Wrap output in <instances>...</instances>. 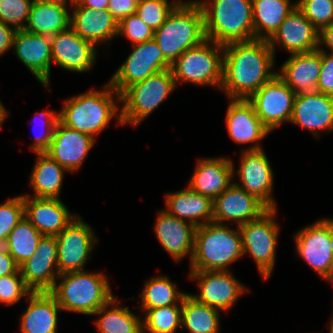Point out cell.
Here are the masks:
<instances>
[{
	"mask_svg": "<svg viewBox=\"0 0 333 333\" xmlns=\"http://www.w3.org/2000/svg\"><path fill=\"white\" fill-rule=\"evenodd\" d=\"M223 70L221 89L230 99H249L277 72L274 53L268 40L254 39L223 45Z\"/></svg>",
	"mask_w": 333,
	"mask_h": 333,
	"instance_id": "obj_1",
	"label": "cell"
},
{
	"mask_svg": "<svg viewBox=\"0 0 333 333\" xmlns=\"http://www.w3.org/2000/svg\"><path fill=\"white\" fill-rule=\"evenodd\" d=\"M237 229L213 221L196 227L191 271H229L226 267L244 255Z\"/></svg>",
	"mask_w": 333,
	"mask_h": 333,
	"instance_id": "obj_2",
	"label": "cell"
},
{
	"mask_svg": "<svg viewBox=\"0 0 333 333\" xmlns=\"http://www.w3.org/2000/svg\"><path fill=\"white\" fill-rule=\"evenodd\" d=\"M164 58L172 65L186 50L206 39L204 13L198 1L180 2L154 31Z\"/></svg>",
	"mask_w": 333,
	"mask_h": 333,
	"instance_id": "obj_3",
	"label": "cell"
},
{
	"mask_svg": "<svg viewBox=\"0 0 333 333\" xmlns=\"http://www.w3.org/2000/svg\"><path fill=\"white\" fill-rule=\"evenodd\" d=\"M212 1V5L198 1L204 13L206 39L220 45L254 40L252 0Z\"/></svg>",
	"mask_w": 333,
	"mask_h": 333,
	"instance_id": "obj_4",
	"label": "cell"
},
{
	"mask_svg": "<svg viewBox=\"0 0 333 333\" xmlns=\"http://www.w3.org/2000/svg\"><path fill=\"white\" fill-rule=\"evenodd\" d=\"M61 283L50 293L62 310L93 315L113 299L108 279L102 273L76 271L60 274Z\"/></svg>",
	"mask_w": 333,
	"mask_h": 333,
	"instance_id": "obj_5",
	"label": "cell"
},
{
	"mask_svg": "<svg viewBox=\"0 0 333 333\" xmlns=\"http://www.w3.org/2000/svg\"><path fill=\"white\" fill-rule=\"evenodd\" d=\"M105 87L107 88L102 91L90 90L65 101L63 109L58 113V120L65 126L94 138L119 112L113 94L115 93L120 101L121 95L114 90L110 82Z\"/></svg>",
	"mask_w": 333,
	"mask_h": 333,
	"instance_id": "obj_6",
	"label": "cell"
},
{
	"mask_svg": "<svg viewBox=\"0 0 333 333\" xmlns=\"http://www.w3.org/2000/svg\"><path fill=\"white\" fill-rule=\"evenodd\" d=\"M175 86L171 69L153 74L144 81L129 86L121 94L124 105L117 115V123L138 125L164 101Z\"/></svg>",
	"mask_w": 333,
	"mask_h": 333,
	"instance_id": "obj_7",
	"label": "cell"
},
{
	"mask_svg": "<svg viewBox=\"0 0 333 333\" xmlns=\"http://www.w3.org/2000/svg\"><path fill=\"white\" fill-rule=\"evenodd\" d=\"M218 52L223 53V45L209 39L186 50L171 65L175 83L185 81L221 87L223 54L221 56Z\"/></svg>",
	"mask_w": 333,
	"mask_h": 333,
	"instance_id": "obj_8",
	"label": "cell"
},
{
	"mask_svg": "<svg viewBox=\"0 0 333 333\" xmlns=\"http://www.w3.org/2000/svg\"><path fill=\"white\" fill-rule=\"evenodd\" d=\"M276 209H268L258 219L239 226L244 254L250 253L262 277L273 271L279 226L274 220Z\"/></svg>",
	"mask_w": 333,
	"mask_h": 333,
	"instance_id": "obj_9",
	"label": "cell"
},
{
	"mask_svg": "<svg viewBox=\"0 0 333 333\" xmlns=\"http://www.w3.org/2000/svg\"><path fill=\"white\" fill-rule=\"evenodd\" d=\"M134 50L118 68L110 81L120 95L131 85L144 81L147 77L171 69L154 39L133 45Z\"/></svg>",
	"mask_w": 333,
	"mask_h": 333,
	"instance_id": "obj_10",
	"label": "cell"
},
{
	"mask_svg": "<svg viewBox=\"0 0 333 333\" xmlns=\"http://www.w3.org/2000/svg\"><path fill=\"white\" fill-rule=\"evenodd\" d=\"M296 93L277 75L258 89L248 100L256 115L271 132L283 121L291 120Z\"/></svg>",
	"mask_w": 333,
	"mask_h": 333,
	"instance_id": "obj_11",
	"label": "cell"
},
{
	"mask_svg": "<svg viewBox=\"0 0 333 333\" xmlns=\"http://www.w3.org/2000/svg\"><path fill=\"white\" fill-rule=\"evenodd\" d=\"M56 240L59 274L83 271L95 243L92 229L77 216Z\"/></svg>",
	"mask_w": 333,
	"mask_h": 333,
	"instance_id": "obj_12",
	"label": "cell"
},
{
	"mask_svg": "<svg viewBox=\"0 0 333 333\" xmlns=\"http://www.w3.org/2000/svg\"><path fill=\"white\" fill-rule=\"evenodd\" d=\"M295 238L299 255L325 278L333 257V220H319L296 233Z\"/></svg>",
	"mask_w": 333,
	"mask_h": 333,
	"instance_id": "obj_13",
	"label": "cell"
},
{
	"mask_svg": "<svg viewBox=\"0 0 333 333\" xmlns=\"http://www.w3.org/2000/svg\"><path fill=\"white\" fill-rule=\"evenodd\" d=\"M237 173L242 185L235 183L236 185L255 196L268 209H276L270 194L273 187V172L259 143L242 152L240 169Z\"/></svg>",
	"mask_w": 333,
	"mask_h": 333,
	"instance_id": "obj_14",
	"label": "cell"
},
{
	"mask_svg": "<svg viewBox=\"0 0 333 333\" xmlns=\"http://www.w3.org/2000/svg\"><path fill=\"white\" fill-rule=\"evenodd\" d=\"M57 260L56 236H42L33 256L19 266L21 276L32 292H50L53 289L60 275Z\"/></svg>",
	"mask_w": 333,
	"mask_h": 333,
	"instance_id": "obj_15",
	"label": "cell"
},
{
	"mask_svg": "<svg viewBox=\"0 0 333 333\" xmlns=\"http://www.w3.org/2000/svg\"><path fill=\"white\" fill-rule=\"evenodd\" d=\"M191 279H197L200 294L191 295L197 302L220 310H229L245 288L229 271H191Z\"/></svg>",
	"mask_w": 333,
	"mask_h": 333,
	"instance_id": "obj_16",
	"label": "cell"
},
{
	"mask_svg": "<svg viewBox=\"0 0 333 333\" xmlns=\"http://www.w3.org/2000/svg\"><path fill=\"white\" fill-rule=\"evenodd\" d=\"M268 208L255 196L232 183L213 200V222L234 220L237 226L258 219Z\"/></svg>",
	"mask_w": 333,
	"mask_h": 333,
	"instance_id": "obj_17",
	"label": "cell"
},
{
	"mask_svg": "<svg viewBox=\"0 0 333 333\" xmlns=\"http://www.w3.org/2000/svg\"><path fill=\"white\" fill-rule=\"evenodd\" d=\"M275 54V44L281 43L291 54L319 49V30L296 7L268 40Z\"/></svg>",
	"mask_w": 333,
	"mask_h": 333,
	"instance_id": "obj_18",
	"label": "cell"
},
{
	"mask_svg": "<svg viewBox=\"0 0 333 333\" xmlns=\"http://www.w3.org/2000/svg\"><path fill=\"white\" fill-rule=\"evenodd\" d=\"M52 61L66 70L85 72L96 58L95 45L82 39L72 28L51 36Z\"/></svg>",
	"mask_w": 333,
	"mask_h": 333,
	"instance_id": "obj_19",
	"label": "cell"
},
{
	"mask_svg": "<svg viewBox=\"0 0 333 333\" xmlns=\"http://www.w3.org/2000/svg\"><path fill=\"white\" fill-rule=\"evenodd\" d=\"M96 141L90 135L71 129L57 121L47 153L66 171H77Z\"/></svg>",
	"mask_w": 333,
	"mask_h": 333,
	"instance_id": "obj_20",
	"label": "cell"
},
{
	"mask_svg": "<svg viewBox=\"0 0 333 333\" xmlns=\"http://www.w3.org/2000/svg\"><path fill=\"white\" fill-rule=\"evenodd\" d=\"M13 46L21 62L48 88L52 61L51 37L29 33L24 29L16 30Z\"/></svg>",
	"mask_w": 333,
	"mask_h": 333,
	"instance_id": "obj_21",
	"label": "cell"
},
{
	"mask_svg": "<svg viewBox=\"0 0 333 333\" xmlns=\"http://www.w3.org/2000/svg\"><path fill=\"white\" fill-rule=\"evenodd\" d=\"M23 203L24 217L43 236H57L77 217L71 216L59 198L31 199L28 195H23Z\"/></svg>",
	"mask_w": 333,
	"mask_h": 333,
	"instance_id": "obj_22",
	"label": "cell"
},
{
	"mask_svg": "<svg viewBox=\"0 0 333 333\" xmlns=\"http://www.w3.org/2000/svg\"><path fill=\"white\" fill-rule=\"evenodd\" d=\"M290 122L310 130H333V96L320 92L296 94Z\"/></svg>",
	"mask_w": 333,
	"mask_h": 333,
	"instance_id": "obj_23",
	"label": "cell"
},
{
	"mask_svg": "<svg viewBox=\"0 0 333 333\" xmlns=\"http://www.w3.org/2000/svg\"><path fill=\"white\" fill-rule=\"evenodd\" d=\"M291 55L277 76L296 94L316 92L321 70V50Z\"/></svg>",
	"mask_w": 333,
	"mask_h": 333,
	"instance_id": "obj_24",
	"label": "cell"
},
{
	"mask_svg": "<svg viewBox=\"0 0 333 333\" xmlns=\"http://www.w3.org/2000/svg\"><path fill=\"white\" fill-rule=\"evenodd\" d=\"M195 229L192 223L172 216L166 211L158 213L155 224L156 236L162 247L178 262L187 254H190L192 259Z\"/></svg>",
	"mask_w": 333,
	"mask_h": 333,
	"instance_id": "obj_25",
	"label": "cell"
},
{
	"mask_svg": "<svg viewBox=\"0 0 333 333\" xmlns=\"http://www.w3.org/2000/svg\"><path fill=\"white\" fill-rule=\"evenodd\" d=\"M233 174V163L229 159H201L188 186L193 191L214 200L232 185Z\"/></svg>",
	"mask_w": 333,
	"mask_h": 333,
	"instance_id": "obj_26",
	"label": "cell"
},
{
	"mask_svg": "<svg viewBox=\"0 0 333 333\" xmlns=\"http://www.w3.org/2000/svg\"><path fill=\"white\" fill-rule=\"evenodd\" d=\"M226 122L230 137L239 144L257 143L270 133L256 115L254 106L248 99L231 100Z\"/></svg>",
	"mask_w": 333,
	"mask_h": 333,
	"instance_id": "obj_27",
	"label": "cell"
},
{
	"mask_svg": "<svg viewBox=\"0 0 333 333\" xmlns=\"http://www.w3.org/2000/svg\"><path fill=\"white\" fill-rule=\"evenodd\" d=\"M74 8L70 28L82 39L96 46L118 35V22L108 10H95L84 6Z\"/></svg>",
	"mask_w": 333,
	"mask_h": 333,
	"instance_id": "obj_28",
	"label": "cell"
},
{
	"mask_svg": "<svg viewBox=\"0 0 333 333\" xmlns=\"http://www.w3.org/2000/svg\"><path fill=\"white\" fill-rule=\"evenodd\" d=\"M29 306L21 317L23 333H56L57 311L61 310L50 292H32Z\"/></svg>",
	"mask_w": 333,
	"mask_h": 333,
	"instance_id": "obj_29",
	"label": "cell"
},
{
	"mask_svg": "<svg viewBox=\"0 0 333 333\" xmlns=\"http://www.w3.org/2000/svg\"><path fill=\"white\" fill-rule=\"evenodd\" d=\"M166 212L181 220L189 219L195 227L213 221V200L193 191L190 187L166 195ZM204 218V222H200Z\"/></svg>",
	"mask_w": 333,
	"mask_h": 333,
	"instance_id": "obj_30",
	"label": "cell"
},
{
	"mask_svg": "<svg viewBox=\"0 0 333 333\" xmlns=\"http://www.w3.org/2000/svg\"><path fill=\"white\" fill-rule=\"evenodd\" d=\"M70 21L71 16L65 4L33 0L24 30L51 37L69 29Z\"/></svg>",
	"mask_w": 333,
	"mask_h": 333,
	"instance_id": "obj_31",
	"label": "cell"
},
{
	"mask_svg": "<svg viewBox=\"0 0 333 333\" xmlns=\"http://www.w3.org/2000/svg\"><path fill=\"white\" fill-rule=\"evenodd\" d=\"M289 1L252 0L254 39L269 40L272 37L284 19L297 7L296 3L291 5Z\"/></svg>",
	"mask_w": 333,
	"mask_h": 333,
	"instance_id": "obj_32",
	"label": "cell"
},
{
	"mask_svg": "<svg viewBox=\"0 0 333 333\" xmlns=\"http://www.w3.org/2000/svg\"><path fill=\"white\" fill-rule=\"evenodd\" d=\"M37 160L31 174L35 198L58 199L66 170L47 153H36Z\"/></svg>",
	"mask_w": 333,
	"mask_h": 333,
	"instance_id": "obj_33",
	"label": "cell"
},
{
	"mask_svg": "<svg viewBox=\"0 0 333 333\" xmlns=\"http://www.w3.org/2000/svg\"><path fill=\"white\" fill-rule=\"evenodd\" d=\"M218 317L217 309L197 302L191 294L187 293L183 297L181 324L190 333H218Z\"/></svg>",
	"mask_w": 333,
	"mask_h": 333,
	"instance_id": "obj_34",
	"label": "cell"
},
{
	"mask_svg": "<svg viewBox=\"0 0 333 333\" xmlns=\"http://www.w3.org/2000/svg\"><path fill=\"white\" fill-rule=\"evenodd\" d=\"M114 298L107 304L103 305L94 314L102 315L95 321L99 333H143L141 319L129 311L128 307L115 306ZM113 306L107 310L108 306ZM107 310V311H106Z\"/></svg>",
	"mask_w": 333,
	"mask_h": 333,
	"instance_id": "obj_35",
	"label": "cell"
},
{
	"mask_svg": "<svg viewBox=\"0 0 333 333\" xmlns=\"http://www.w3.org/2000/svg\"><path fill=\"white\" fill-rule=\"evenodd\" d=\"M43 235L24 217L8 235L4 247L18 266L33 256Z\"/></svg>",
	"mask_w": 333,
	"mask_h": 333,
	"instance_id": "obj_36",
	"label": "cell"
},
{
	"mask_svg": "<svg viewBox=\"0 0 333 333\" xmlns=\"http://www.w3.org/2000/svg\"><path fill=\"white\" fill-rule=\"evenodd\" d=\"M175 286L168 277L164 276H157L147 281L141 294L142 309L177 305L176 301H182L186 293L176 291Z\"/></svg>",
	"mask_w": 333,
	"mask_h": 333,
	"instance_id": "obj_37",
	"label": "cell"
},
{
	"mask_svg": "<svg viewBox=\"0 0 333 333\" xmlns=\"http://www.w3.org/2000/svg\"><path fill=\"white\" fill-rule=\"evenodd\" d=\"M181 307L178 305L163 306L160 308L143 309L146 316L143 325L148 333H176V329L181 325L182 301Z\"/></svg>",
	"mask_w": 333,
	"mask_h": 333,
	"instance_id": "obj_38",
	"label": "cell"
},
{
	"mask_svg": "<svg viewBox=\"0 0 333 333\" xmlns=\"http://www.w3.org/2000/svg\"><path fill=\"white\" fill-rule=\"evenodd\" d=\"M180 2L172 1L170 5L168 0H139L135 14L156 31Z\"/></svg>",
	"mask_w": 333,
	"mask_h": 333,
	"instance_id": "obj_39",
	"label": "cell"
},
{
	"mask_svg": "<svg viewBox=\"0 0 333 333\" xmlns=\"http://www.w3.org/2000/svg\"><path fill=\"white\" fill-rule=\"evenodd\" d=\"M296 6L319 31L333 22L330 0H298Z\"/></svg>",
	"mask_w": 333,
	"mask_h": 333,
	"instance_id": "obj_40",
	"label": "cell"
},
{
	"mask_svg": "<svg viewBox=\"0 0 333 333\" xmlns=\"http://www.w3.org/2000/svg\"><path fill=\"white\" fill-rule=\"evenodd\" d=\"M23 218V195L15 196L0 205V245H4L10 232Z\"/></svg>",
	"mask_w": 333,
	"mask_h": 333,
	"instance_id": "obj_41",
	"label": "cell"
},
{
	"mask_svg": "<svg viewBox=\"0 0 333 333\" xmlns=\"http://www.w3.org/2000/svg\"><path fill=\"white\" fill-rule=\"evenodd\" d=\"M33 0H0V21L12 24L16 30L25 28L23 21L28 22Z\"/></svg>",
	"mask_w": 333,
	"mask_h": 333,
	"instance_id": "obj_42",
	"label": "cell"
},
{
	"mask_svg": "<svg viewBox=\"0 0 333 333\" xmlns=\"http://www.w3.org/2000/svg\"><path fill=\"white\" fill-rule=\"evenodd\" d=\"M31 293L32 291L26 286L19 269L14 274L0 277V302L6 306L17 303L26 294Z\"/></svg>",
	"mask_w": 333,
	"mask_h": 333,
	"instance_id": "obj_43",
	"label": "cell"
},
{
	"mask_svg": "<svg viewBox=\"0 0 333 333\" xmlns=\"http://www.w3.org/2000/svg\"><path fill=\"white\" fill-rule=\"evenodd\" d=\"M123 34L133 44L153 39L154 30L146 25L136 14L129 15L118 22V35Z\"/></svg>",
	"mask_w": 333,
	"mask_h": 333,
	"instance_id": "obj_44",
	"label": "cell"
},
{
	"mask_svg": "<svg viewBox=\"0 0 333 333\" xmlns=\"http://www.w3.org/2000/svg\"><path fill=\"white\" fill-rule=\"evenodd\" d=\"M41 117L45 118L44 128L45 132L41 131V136L35 137V143L31 146V149L36 153L46 152L50 146L51 140L53 138L54 128L58 121L59 115L53 111H44L41 114H38Z\"/></svg>",
	"mask_w": 333,
	"mask_h": 333,
	"instance_id": "obj_45",
	"label": "cell"
},
{
	"mask_svg": "<svg viewBox=\"0 0 333 333\" xmlns=\"http://www.w3.org/2000/svg\"><path fill=\"white\" fill-rule=\"evenodd\" d=\"M321 70L317 83V92L333 96V53L327 54L321 46Z\"/></svg>",
	"mask_w": 333,
	"mask_h": 333,
	"instance_id": "obj_46",
	"label": "cell"
},
{
	"mask_svg": "<svg viewBox=\"0 0 333 333\" xmlns=\"http://www.w3.org/2000/svg\"><path fill=\"white\" fill-rule=\"evenodd\" d=\"M139 0H109L108 11L119 22L121 19L135 14Z\"/></svg>",
	"mask_w": 333,
	"mask_h": 333,
	"instance_id": "obj_47",
	"label": "cell"
},
{
	"mask_svg": "<svg viewBox=\"0 0 333 333\" xmlns=\"http://www.w3.org/2000/svg\"><path fill=\"white\" fill-rule=\"evenodd\" d=\"M18 269L19 266L13 257L3 245H0V277L14 274Z\"/></svg>",
	"mask_w": 333,
	"mask_h": 333,
	"instance_id": "obj_48",
	"label": "cell"
},
{
	"mask_svg": "<svg viewBox=\"0 0 333 333\" xmlns=\"http://www.w3.org/2000/svg\"><path fill=\"white\" fill-rule=\"evenodd\" d=\"M16 29L0 21V56L10 47H13V39Z\"/></svg>",
	"mask_w": 333,
	"mask_h": 333,
	"instance_id": "obj_49",
	"label": "cell"
},
{
	"mask_svg": "<svg viewBox=\"0 0 333 333\" xmlns=\"http://www.w3.org/2000/svg\"><path fill=\"white\" fill-rule=\"evenodd\" d=\"M325 44L333 53V22L319 31V45Z\"/></svg>",
	"mask_w": 333,
	"mask_h": 333,
	"instance_id": "obj_50",
	"label": "cell"
},
{
	"mask_svg": "<svg viewBox=\"0 0 333 333\" xmlns=\"http://www.w3.org/2000/svg\"><path fill=\"white\" fill-rule=\"evenodd\" d=\"M73 6H84L95 10H108L109 0H76Z\"/></svg>",
	"mask_w": 333,
	"mask_h": 333,
	"instance_id": "obj_51",
	"label": "cell"
},
{
	"mask_svg": "<svg viewBox=\"0 0 333 333\" xmlns=\"http://www.w3.org/2000/svg\"><path fill=\"white\" fill-rule=\"evenodd\" d=\"M7 115H8L7 110L4 108V106L0 102V126L3 123V121Z\"/></svg>",
	"mask_w": 333,
	"mask_h": 333,
	"instance_id": "obj_52",
	"label": "cell"
},
{
	"mask_svg": "<svg viewBox=\"0 0 333 333\" xmlns=\"http://www.w3.org/2000/svg\"><path fill=\"white\" fill-rule=\"evenodd\" d=\"M330 282H333V257L330 263V267H329V272L327 273L326 277L324 278Z\"/></svg>",
	"mask_w": 333,
	"mask_h": 333,
	"instance_id": "obj_53",
	"label": "cell"
},
{
	"mask_svg": "<svg viewBox=\"0 0 333 333\" xmlns=\"http://www.w3.org/2000/svg\"><path fill=\"white\" fill-rule=\"evenodd\" d=\"M41 1L54 2V3H60V4H65V5H67V0H41ZM71 3L73 4L74 1L71 0Z\"/></svg>",
	"mask_w": 333,
	"mask_h": 333,
	"instance_id": "obj_54",
	"label": "cell"
},
{
	"mask_svg": "<svg viewBox=\"0 0 333 333\" xmlns=\"http://www.w3.org/2000/svg\"><path fill=\"white\" fill-rule=\"evenodd\" d=\"M331 324H330V333H333V316L331 317Z\"/></svg>",
	"mask_w": 333,
	"mask_h": 333,
	"instance_id": "obj_55",
	"label": "cell"
}]
</instances>
